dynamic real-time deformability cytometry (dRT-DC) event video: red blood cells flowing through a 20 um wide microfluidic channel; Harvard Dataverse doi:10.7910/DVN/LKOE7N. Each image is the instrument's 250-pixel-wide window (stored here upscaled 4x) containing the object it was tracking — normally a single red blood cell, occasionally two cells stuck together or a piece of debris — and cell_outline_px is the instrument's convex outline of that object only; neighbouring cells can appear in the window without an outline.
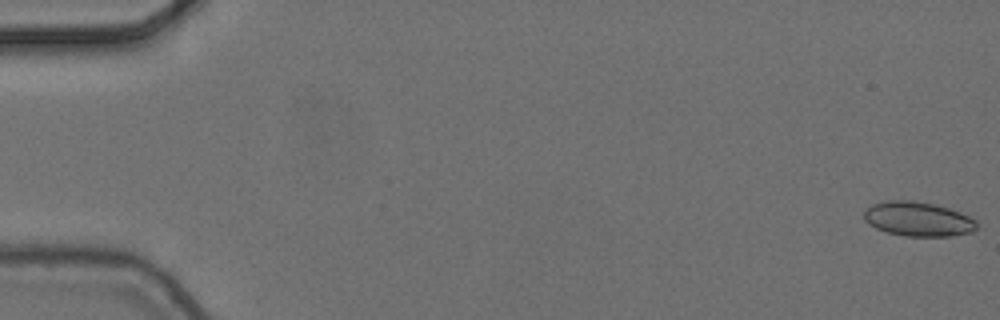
{"species": "common noctule bat (a hibernating species)", "species_latin": "Nyctalus noctula", "temperature_condition": "cold", "stored_images_in_passage": 5, "camera_frame_rate_fps": 3000, "um_per_image_px": 0.085, "animal": {"sex": "female", "body_mass_g": 24.6, "forearm_length_mm": 56.2}, "frame": {"image": 1, "passage_image": 1, "time_ms": 0.0, "image_size_px": [1000, 320], "cell_outline_px": [[976, 228], [972, 232], [948, 236], [904, 236], [888, 232], [876, 228], [868, 224], [864, 220], [864, 212], [872, 204], [888, 200], [912, 200], [936, 204], [960, 212], [976, 220]], "centroid_in_image_um": [78.02, 18.61], "position_along_channel_um": 7.0, "area_um2": 22.6}}
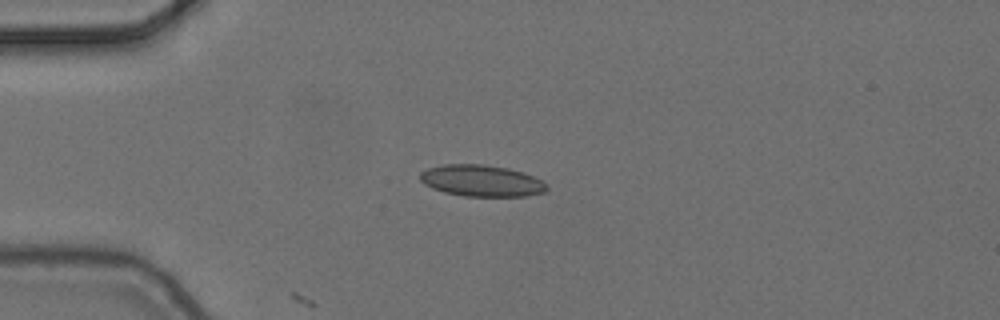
{"frame": {"image": 2, "passage_image": 5, "time_ms": 1.333, "image_size_px": [1000, 320], "cell_outline_px": [[548, 188], [544, 192], [524, 196], [464, 196], [444, 192], [432, 188], [424, 184], [420, 180], [420, 172], [428, 168], [444, 164], [484, 164], [508, 168], [524, 172], [540, 180]], "centroid_in_image_um": [40.89, 15.35], "position_along_channel_um": 44.1, "area_um2": 23.18}}